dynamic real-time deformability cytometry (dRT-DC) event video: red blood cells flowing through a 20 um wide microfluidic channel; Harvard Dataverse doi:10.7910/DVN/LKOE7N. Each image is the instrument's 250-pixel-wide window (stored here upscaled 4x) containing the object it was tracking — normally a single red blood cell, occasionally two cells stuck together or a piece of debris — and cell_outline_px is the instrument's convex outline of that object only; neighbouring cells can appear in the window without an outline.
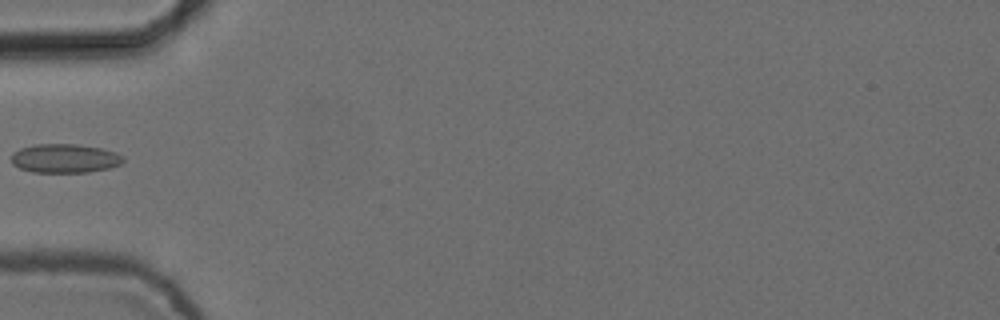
{"species": "common noctule bat (a hibernating species)", "species_latin": "Nyctalus noctula", "temperature_condition": "cold", "stored_images_in_passage": 5, "camera_frame_rate_fps": 3000, "um_per_image_px": 0.085, "animal": {"sex": "female", "body_mass_g": 24.6, "forearm_length_mm": 56.2}, "frame": {"image": 1, "passage_image": 5, "time_ms": 1.333, "image_size_px": [1000, 320], "cell_outline_px": [[124, 160], [120, 164], [108, 168], [88, 172], [32, 172], [20, 168], [12, 164], [12, 152], [20, 148], [36, 144], [76, 144], [100, 148], [116, 152], [124, 156]], "centroid_in_image_um": [5.5, 13.46], "position_along_channel_um": 79.5, "area_um2": 18.84}}